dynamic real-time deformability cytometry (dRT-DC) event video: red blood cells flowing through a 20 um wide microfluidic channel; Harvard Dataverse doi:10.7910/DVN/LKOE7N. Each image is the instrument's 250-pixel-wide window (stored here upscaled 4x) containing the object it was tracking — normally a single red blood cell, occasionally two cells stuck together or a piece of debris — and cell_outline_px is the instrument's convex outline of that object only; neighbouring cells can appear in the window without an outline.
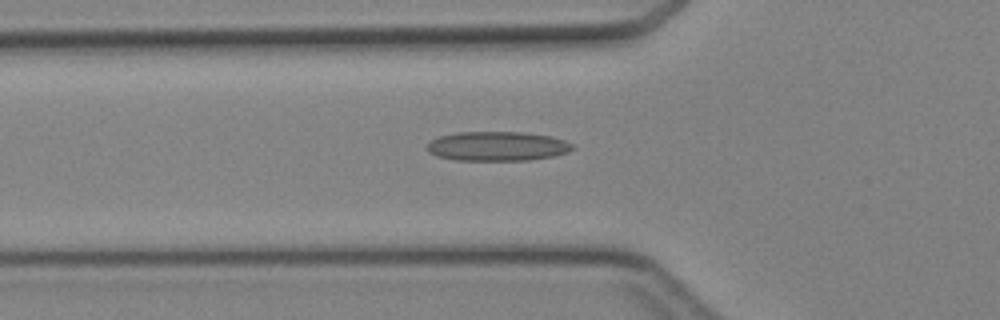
{"species": "Egyptian fruit bat (a non-hibernating species)", "species_latin": "Rousettus aegyptiacus", "temperature_condition": "cold", "stored_images_in_passage": 34, "camera_frame_rate_fps": 3000, "um_per_image_px": 0.085, "animal": {"sex": "female"}, "frame": {"image": 1, "passage_image": 4, "time_ms": 1.0, "image_size_px": [1000, 320], "cell_outline_px": [[576, 148], [568, 152], [552, 156], [528, 160], [456, 160], [436, 156], [428, 152], [428, 144], [432, 140], [440, 136], [456, 132], [524, 132], [548, 136], [564, 140], [572, 144]], "centroid_in_image_um": [42.27, 12.43], "position_along_channel_um": 83.5, "area_um2": 24.8}}
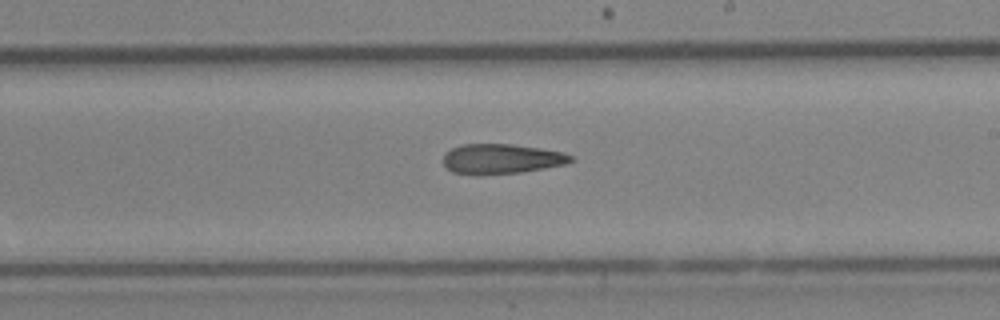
{"frame": {"image": 2, "passage_image": 15, "time_ms": 4.667, "image_size_px": [1000, 320], "cell_outline_px": [[576, 160], [564, 164], [544, 168], [520, 172], [480, 176], [452, 172], [444, 164], [444, 152], [452, 148], [464, 144], [512, 144], [540, 148], [564, 152], [572, 156]], "centroid_in_image_um": [42.62, 13.51], "position_along_channel_um": 246.4, "area_um2": 22.43}}
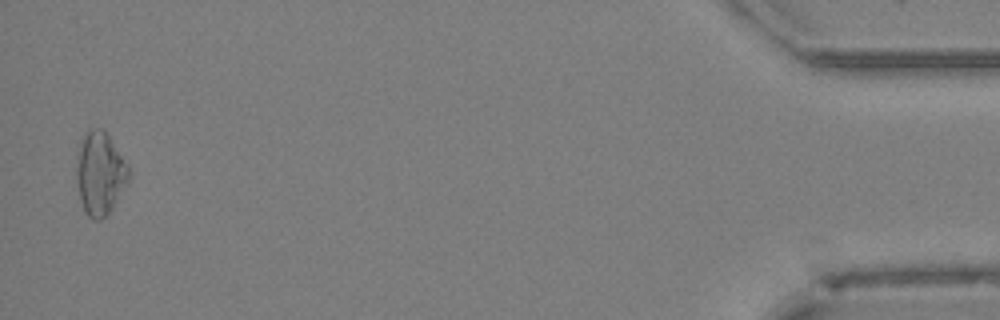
{"frame": {"image": 3, "passage_image": 33, "time_ms": 10.667, "image_size_px": [1000, 320], "cell_outline_px": [[128, 184], [112, 208], [100, 220], [96, 220], [88, 216], [84, 212], [80, 200], [76, 180], [76, 152], [80, 140], [92, 128], [100, 128], [108, 136], [128, 164]], "centroid_in_image_um": [8.47, 14.75], "position_along_channel_um": 426.7, "area_um2": 25.26}}